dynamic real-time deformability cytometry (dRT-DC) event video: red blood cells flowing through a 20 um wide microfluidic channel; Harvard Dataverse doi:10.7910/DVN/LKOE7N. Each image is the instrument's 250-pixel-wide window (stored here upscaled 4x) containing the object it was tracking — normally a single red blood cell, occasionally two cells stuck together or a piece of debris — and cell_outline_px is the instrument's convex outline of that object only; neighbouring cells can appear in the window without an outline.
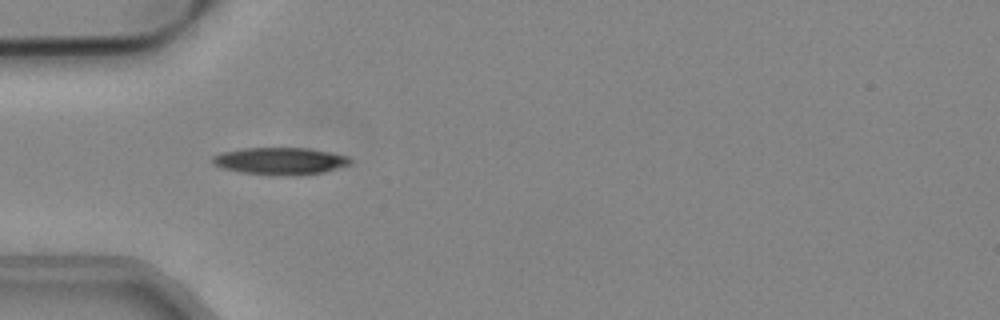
{"species": "common noctule bat (a hibernating species)", "species_latin": "Nyctalus noctula", "temperature_condition": "cold", "stored_images_in_passage": 30, "camera_frame_rate_fps": 3000, "um_per_image_px": 0.085, "animal": {"sex": "male", "body_mass_g": 19.2, "forearm_length_mm": 51.8}, "frame": {"image": 1, "passage_image": 1, "time_ms": 0.0, "image_size_px": [1000, 320], "cell_outline_px": [[352, 164], [324, 172], [296, 176], [268, 176], [240, 172], [220, 168], [212, 164], [212, 156], [220, 152], [240, 148], [308, 148], [348, 156], [352, 160]], "centroid_in_image_um": [23.77, 13.7], "position_along_channel_um": 61.2, "area_um2": 22.37}}
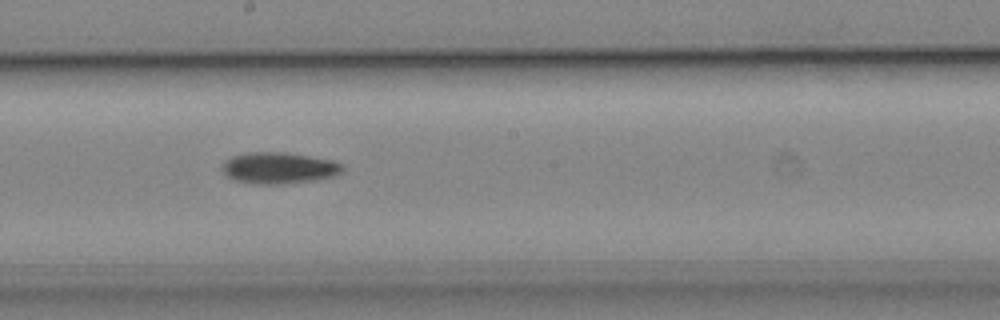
{"frame": {"image": 2, "passage_image": 14, "time_ms": 4.333, "image_size_px": [1000, 320], "cell_outline_px": [[344, 172], [336, 176], [320, 180], [276, 184], [256, 184], [236, 180], [228, 176], [220, 168], [224, 160], [232, 156], [248, 152], [284, 152], [332, 160], [344, 164]], "centroid_in_image_um": [23.75, 14.28], "position_along_channel_um": 224.5, "area_um2": 22.25}}
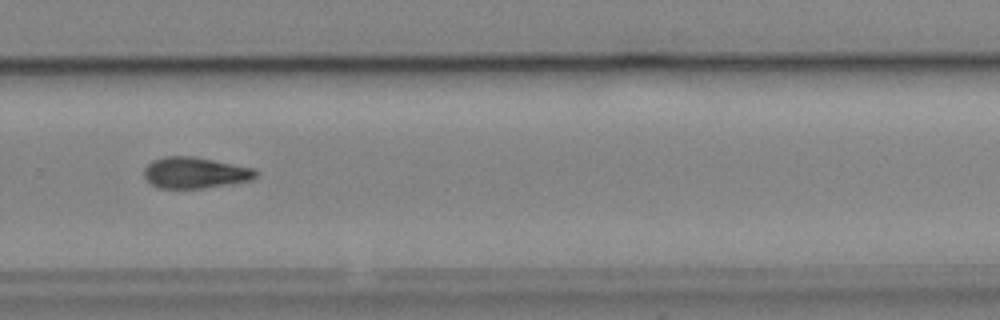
{"frame": {"image": 3, "passage_image": 21, "time_ms": 6.667, "image_size_px": [1000, 320], "cell_outline_px": [[256, 176], [252, 180], [204, 188], [160, 188], [144, 180], [144, 168], [152, 160], [164, 156], [192, 156], [252, 168], [256, 172]], "centroid_in_image_um": [16.51, 14.68], "position_along_channel_um": 313.3, "area_um2": 20.11}, "authors_computed_cell_mechanics": {"area_um2": 20.9525, "velocity_mm_per_s": 3.8252, "shape_relaxation_time_tau1_ms": 7.7487, "shape_relaxation_time_tau2_ms": null, "deformation_change_tau1": 0.1819, "deformation_change_tau2": null}}